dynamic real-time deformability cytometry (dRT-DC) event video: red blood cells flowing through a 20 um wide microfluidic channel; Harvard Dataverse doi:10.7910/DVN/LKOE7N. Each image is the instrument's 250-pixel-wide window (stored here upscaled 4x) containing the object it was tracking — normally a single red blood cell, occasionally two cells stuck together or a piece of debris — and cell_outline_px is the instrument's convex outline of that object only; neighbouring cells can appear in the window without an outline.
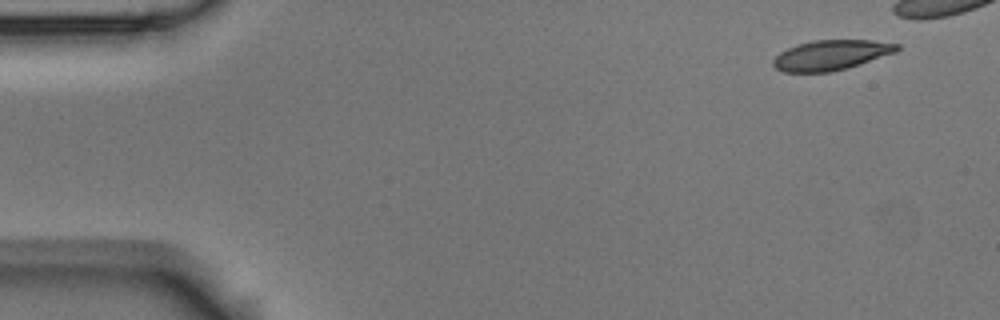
{"species": "Egyptian fruit bat (a non-hibernating species)", "species_latin": "Rousettus aegyptiacus", "temperature_condition": "room temperature", "stored_images_in_passage": 6, "camera_frame_rate_fps": 3000, "um_per_image_px": 0.085, "animal": {"sex": "male"}, "frame": {"image": 1, "passage_image": 1, "time_ms": 0.0, "image_size_px": [1000, 320], "cell_outline_px": [[900, 48], [896, 52], [848, 68], [832, 72], [784, 72], [776, 68], [772, 64], [772, 60], [780, 52], [796, 44], [812, 40], [872, 40], [900, 44]], "centroid_in_image_um": [70.64, 4.68], "position_along_channel_um": 14.4, "area_um2": 21.79}}
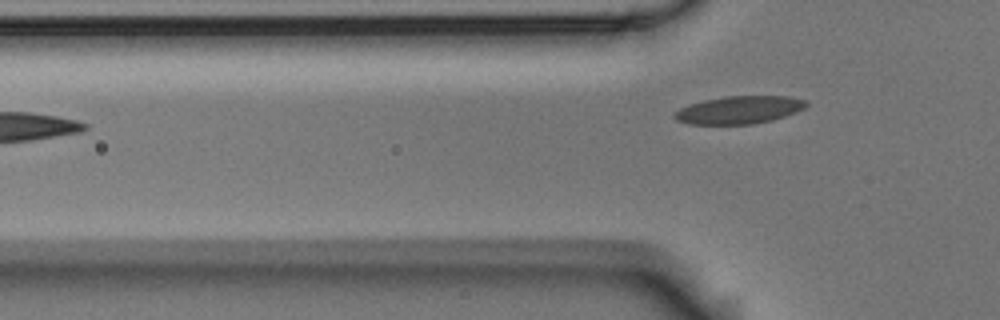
{"frame": {"image": 2, "passage_image": 6, "time_ms": 1.667, "image_size_px": [1000, 320], "cell_outline_px": [[808, 104], [804, 108], [796, 112], [772, 120], [752, 124], [688, 124], [676, 120], [672, 116], [680, 108], [704, 100], [724, 96], [788, 96], [808, 100]], "centroid_in_image_um": [62.85, 9.34], "position_along_channel_um": 63.0, "area_um2": 21.27}}